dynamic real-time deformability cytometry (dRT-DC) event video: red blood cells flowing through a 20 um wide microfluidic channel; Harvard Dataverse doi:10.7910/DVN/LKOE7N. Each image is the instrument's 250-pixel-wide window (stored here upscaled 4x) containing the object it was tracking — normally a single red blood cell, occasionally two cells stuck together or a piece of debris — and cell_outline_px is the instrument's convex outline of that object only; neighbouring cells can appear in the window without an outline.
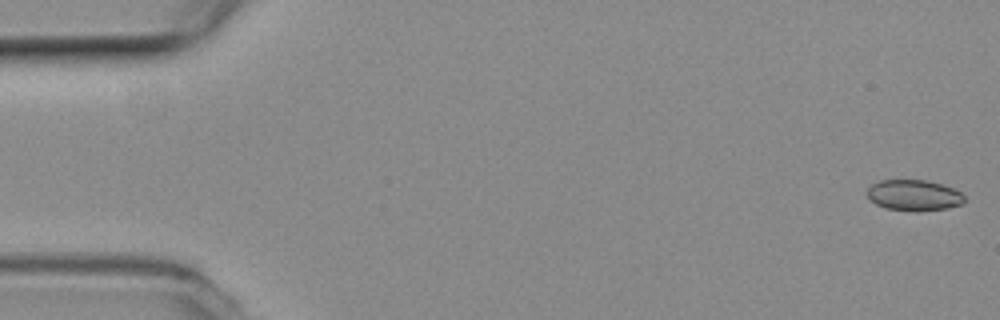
{"species": "common noctule bat (a hibernating species)", "species_latin": "Nyctalus noctula", "temperature_condition": "room temperature", "stored_images_in_passage": 54, "camera_frame_rate_fps": 3000, "um_per_image_px": 0.085, "animal": {"sex": "female", "body_mass_g": 19.3, "forearm_length_mm": 54.1}, "frame": {"image": 1, "passage_image": 1, "time_ms": 0.0, "image_size_px": [1000, 320], "cell_outline_px": [[964, 204], [948, 208], [920, 212], [916, 212], [884, 208], [876, 204], [868, 196], [868, 188], [872, 184], [880, 180], [928, 180], [952, 188], [960, 192], [964, 196]], "centroid_in_image_um": [77.7, 16.61], "position_along_channel_um": 7.3, "area_um2": 17.63}}
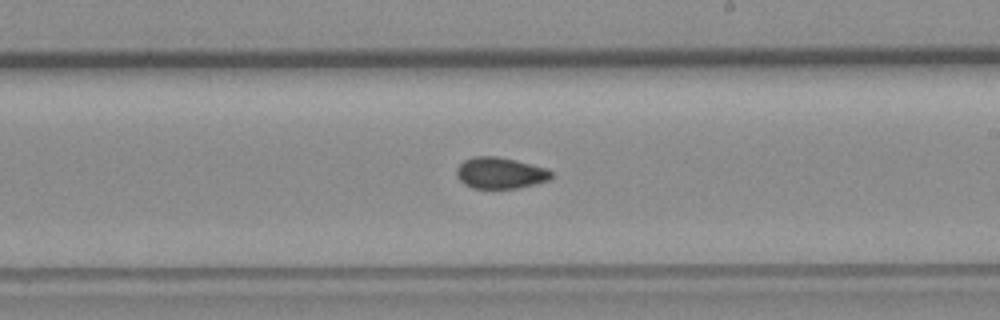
{"frame": {"image": 2, "passage_image": 31, "time_ms": 10.0, "image_size_px": [1000, 320], "cell_outline_px": [[552, 176], [548, 180], [536, 184], [516, 188], [472, 188], [464, 184], [456, 176], [456, 168], [464, 160], [476, 156], [496, 156], [544, 168], [552, 172]], "centroid_in_image_um": [42.47, 14.71], "position_along_channel_um": 246.5, "area_um2": 16.99}}
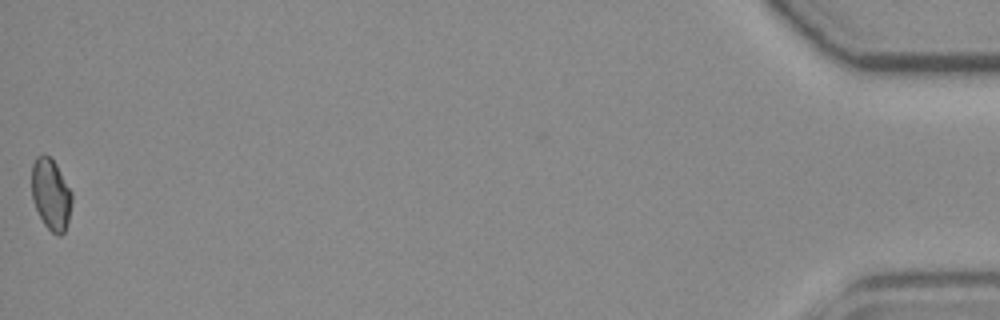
{"frame": {"image": 3, "passage_image": 54, "time_ms": 17.667, "image_size_px": [1000, 320], "cell_outline_px": [[72, 200], [68, 220], [64, 232], [60, 236], [56, 236], [44, 224], [32, 200], [32, 164], [36, 156], [44, 152], [56, 164], [72, 192]], "centroid_in_image_um": [4.32, 16.5], "position_along_channel_um": 430.9, "area_um2": 16.7}, "authors_computed_cell_mechanics": {"area_um2": 17.2822, "velocity_mm_per_s": 3.7863, "shape_relaxation_time_tau1_ms": null, "shape_relaxation_time_tau2_ms": 2.3127, "deformation_change_tau1": null, "deformation_change_tau2": 0.0529}}